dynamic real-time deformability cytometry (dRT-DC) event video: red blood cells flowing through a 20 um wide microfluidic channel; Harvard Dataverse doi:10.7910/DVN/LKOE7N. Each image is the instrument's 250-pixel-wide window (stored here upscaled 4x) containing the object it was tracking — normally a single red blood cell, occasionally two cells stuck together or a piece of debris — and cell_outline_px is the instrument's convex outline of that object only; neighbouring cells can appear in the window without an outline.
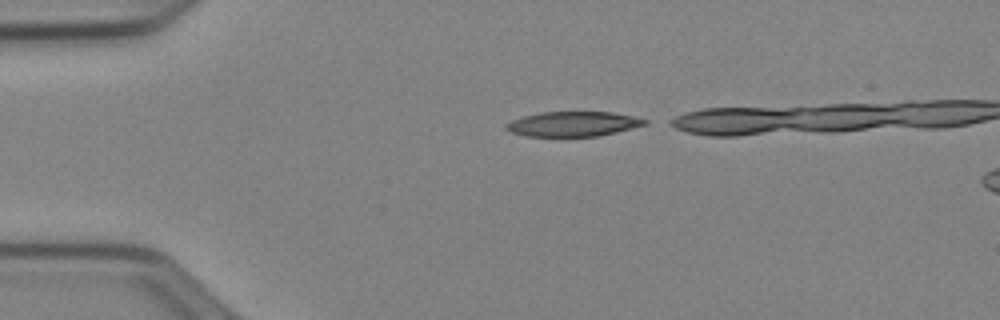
{"species": "Egyptian fruit bat (a non-hibernating species)", "species_latin": "Rousettus aegyptiacus", "temperature_condition": "cold", "stored_images_in_passage": 6, "camera_frame_rate_fps": 3000, "um_per_image_px": 0.085, "animal": {"sex": "female"}, "frame": {"image": 1, "passage_image": 1, "time_ms": 0.0, "image_size_px": [1000, 320], "cell_outline_px": [[648, 124], [600, 136], [560, 140], [524, 136], [512, 132], [504, 128], [504, 124], [512, 120], [524, 116], [540, 112], [612, 112], [632, 116], [648, 120]], "centroid_in_image_um": [48.65, 10.59], "position_along_channel_um": 36.3, "area_um2": 21.15}}